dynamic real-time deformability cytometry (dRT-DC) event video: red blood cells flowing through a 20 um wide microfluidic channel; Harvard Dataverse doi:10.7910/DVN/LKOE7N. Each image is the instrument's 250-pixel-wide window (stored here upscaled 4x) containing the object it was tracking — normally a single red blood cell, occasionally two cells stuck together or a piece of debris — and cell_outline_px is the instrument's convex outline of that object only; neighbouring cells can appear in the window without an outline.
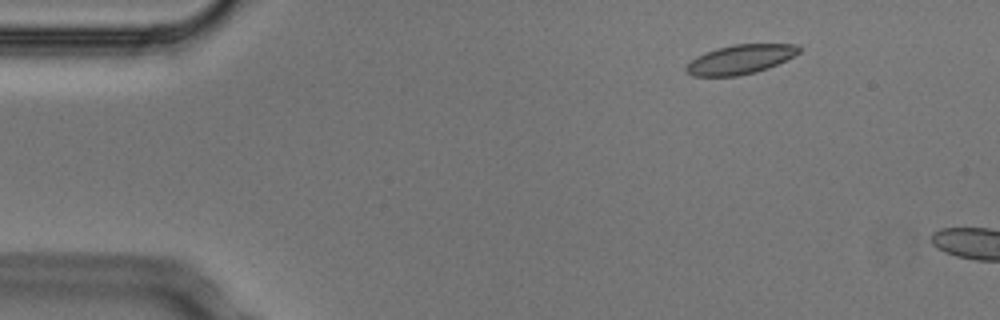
{"species": "Egyptian fruit bat (a non-hibernating species)", "species_latin": "Rousettus aegyptiacus", "temperature_condition": "cold", "stored_images_in_passage": 2, "camera_frame_rate_fps": 3000, "um_per_image_px": 0.085, "animal": {"sex": "male"}, "frame": {"image": 1, "passage_image": 1, "time_ms": 0.0, "image_size_px": [1000, 320], "cell_outline_px": [[800, 52], [768, 68], [756, 72], [736, 76], [692, 76], [684, 68], [696, 56], [704, 52], [716, 48], [732, 44], [796, 44], [800, 48]], "centroid_in_image_um": [62.89, 5.04], "position_along_channel_um": 22.1, "area_um2": 19.13}}